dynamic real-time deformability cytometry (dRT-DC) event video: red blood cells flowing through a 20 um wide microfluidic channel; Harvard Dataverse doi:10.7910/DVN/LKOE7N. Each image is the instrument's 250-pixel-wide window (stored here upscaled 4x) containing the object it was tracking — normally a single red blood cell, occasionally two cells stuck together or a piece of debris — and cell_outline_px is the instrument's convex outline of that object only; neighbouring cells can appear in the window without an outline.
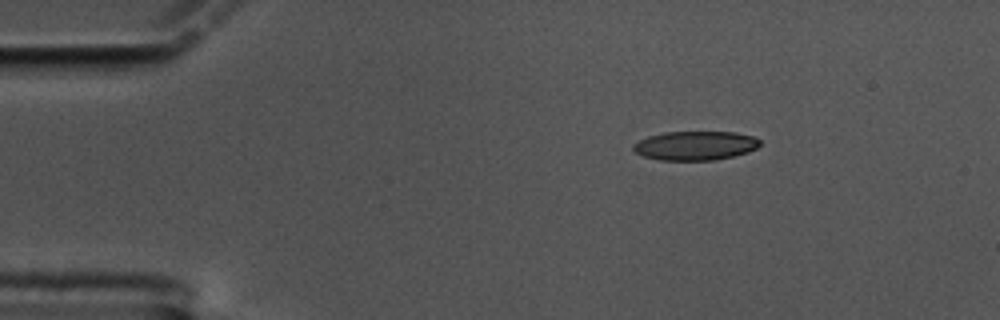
{"species": "common noctule bat (a hibernating species)", "species_latin": "Nyctalus noctula", "temperature_condition": "cold", "stored_images_in_passage": 38, "camera_frame_rate_fps": 3000, "um_per_image_px": 0.085, "animal": {"sex": "male", "body_mass_g": 17.5, "forearm_length_mm": 52.3}, "frame": {"image": 1, "passage_image": 1, "time_ms": 0.0, "image_size_px": [1000, 320], "cell_outline_px": [[760, 144], [756, 148], [748, 152], [716, 160], [660, 160], [644, 156], [636, 152], [632, 148], [632, 144], [648, 136], [664, 132], [736, 132], [752, 136], [760, 140]], "centroid_in_image_um": [59.09, 12.37], "position_along_channel_um": 25.9, "area_um2": 21.39}}
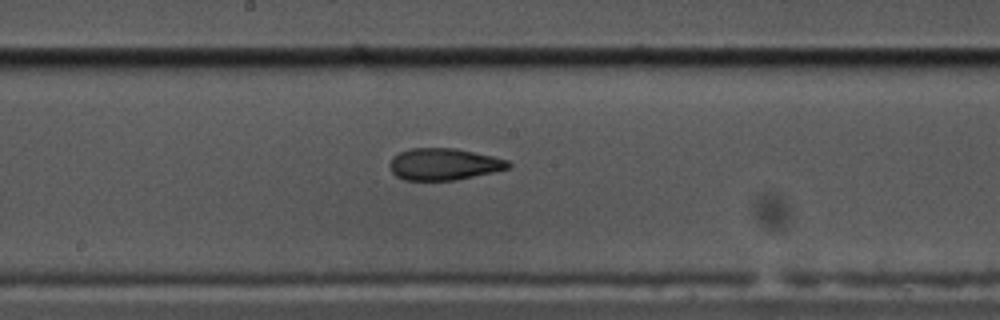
{"frame": {"image": 2, "passage_image": 23, "time_ms": 7.333, "image_size_px": [1000, 320], "cell_outline_px": [[512, 168], [456, 180], [404, 180], [396, 176], [392, 172], [388, 164], [392, 156], [400, 152], [412, 148], [456, 148], [492, 156], [508, 160], [512, 164]], "centroid_in_image_um": [37.73, 13.96], "position_along_channel_um": 210.5, "area_um2": 22.14}}
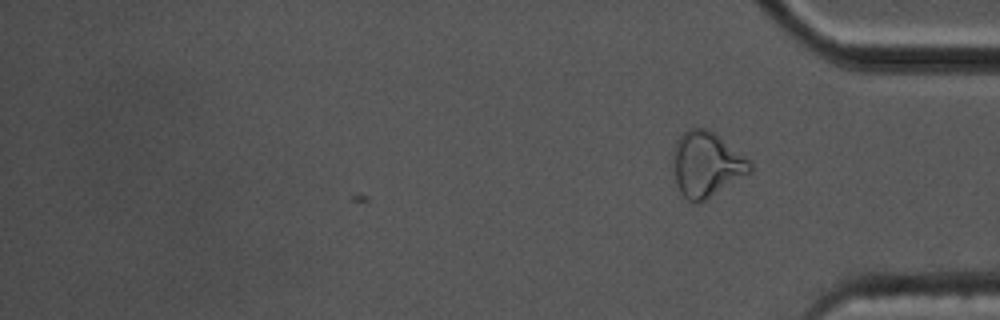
{"frame": {"image": 3, "passage_image": 38, "time_ms": 12.333, "image_size_px": [1000, 320], "cell_outline_px": [[752, 172], [700, 204], [688, 200], [680, 192], [676, 180], [672, 160], [672, 156], [676, 140], [688, 128], [704, 128], [712, 132], [748, 160], [752, 164]], "centroid_in_image_um": [60.02, 14.01], "position_along_channel_um": 375.2, "area_um2": 28.9}, "authors_computed_cell_mechanics": {"area_um2": 22.1374, "velocity_mm_per_s": 3.3707, "shape_relaxation_time_tau1_ms": 7.813, "shape_relaxation_time_tau2_ms": 2.0959, "deformation_change_tau1": 0.1759, "deformation_change_tau2": 0.0842}}